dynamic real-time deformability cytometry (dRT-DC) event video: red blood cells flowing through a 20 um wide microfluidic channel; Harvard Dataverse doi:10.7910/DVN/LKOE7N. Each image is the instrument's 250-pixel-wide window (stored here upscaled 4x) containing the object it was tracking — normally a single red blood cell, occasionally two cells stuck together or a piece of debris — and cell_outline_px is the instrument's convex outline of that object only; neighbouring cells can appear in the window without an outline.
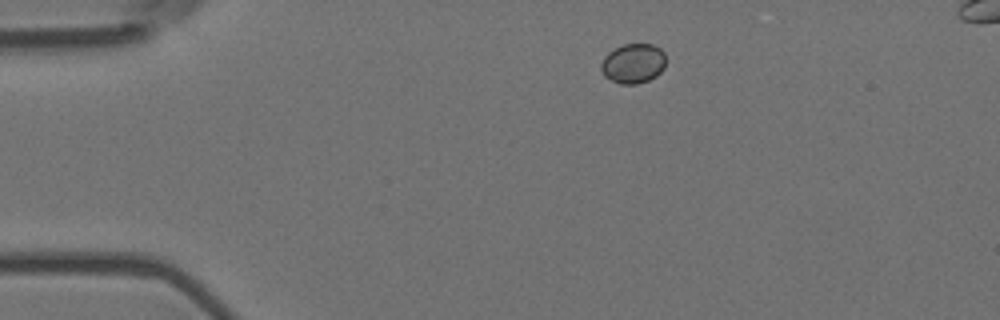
{"species": "Egyptian fruit bat (a non-hibernating species)", "species_latin": "Rousettus aegyptiacus", "temperature_condition": "room temperature", "stored_images_in_passage": 3, "camera_frame_rate_fps": 3000, "um_per_image_px": 0.085, "animal": {"sex": "female"}, "frame": {"image": 1, "passage_image": 1, "time_ms": 0.0, "image_size_px": [1000, 320], "cell_outline_px": [[664, 68], [656, 76], [648, 80], [636, 84], [620, 84], [604, 76], [600, 68], [600, 64], [604, 56], [608, 52], [624, 44], [652, 44], [660, 48], [664, 52]], "centroid_in_image_um": [53.8, 5.39], "position_along_channel_um": 31.2, "area_um2": 14.97}}